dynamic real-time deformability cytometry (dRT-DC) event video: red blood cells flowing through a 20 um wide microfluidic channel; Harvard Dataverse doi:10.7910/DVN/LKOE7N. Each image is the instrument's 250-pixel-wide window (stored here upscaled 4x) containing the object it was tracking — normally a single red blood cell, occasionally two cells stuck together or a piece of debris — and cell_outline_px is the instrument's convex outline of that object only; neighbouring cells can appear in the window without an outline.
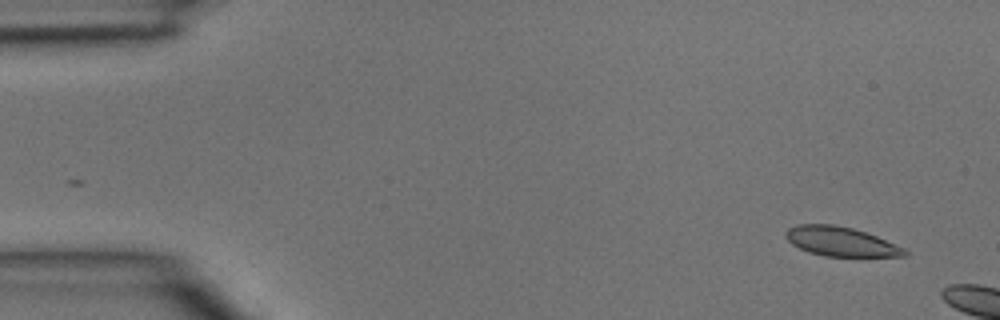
{"species": "common noctule bat (a hibernating species)", "species_latin": "Nyctalus noctula", "temperature_condition": "room temperature", "stored_images_in_passage": 2, "camera_frame_rate_fps": 3000, "um_per_image_px": 0.085, "animal": {"sex": "male", "body_mass_g": 15.6}, "frame": {"image": 1, "passage_image": 1, "time_ms": 0.0, "image_size_px": [1000, 320], "cell_outline_px": [[908, 256], [824, 256], [808, 252], [792, 244], [784, 236], [784, 232], [788, 228], [796, 224], [832, 224], [852, 228], [876, 236], [904, 248], [908, 252]], "centroid_in_image_um": [71.42, 20.52], "position_along_channel_um": 13.6, "area_um2": 20.23}}